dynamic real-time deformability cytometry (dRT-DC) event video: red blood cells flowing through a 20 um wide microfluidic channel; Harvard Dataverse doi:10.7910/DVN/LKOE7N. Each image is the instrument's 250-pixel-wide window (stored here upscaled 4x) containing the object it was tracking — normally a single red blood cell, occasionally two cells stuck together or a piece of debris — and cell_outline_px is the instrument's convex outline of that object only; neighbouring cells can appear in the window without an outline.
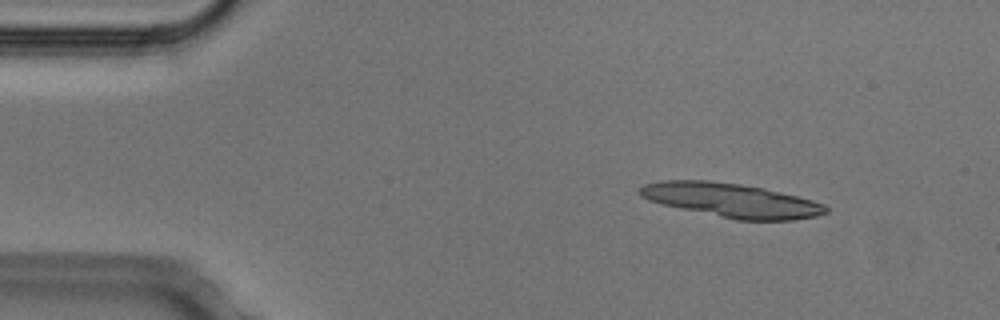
{"species": "Egyptian fruit bat (a non-hibernating species)", "species_latin": "Rousettus aegyptiacus", "temperature_condition": "cold", "stored_images_in_passage": 3, "camera_frame_rate_fps": 3000, "um_per_image_px": 0.085, "animal": {"sex": "male"}, "frame": {"image": 1, "passage_image": 1, "time_ms": 0.0, "image_size_px": [1000, 320], "cell_outline_px": [[828, 212], [816, 216], [792, 220], [736, 220], [680, 208], [648, 200], [640, 196], [640, 188], [644, 184], [660, 180], [712, 180], [740, 184], [764, 188], [812, 200], [824, 204], [828, 208]], "centroid_in_image_um": [62.16, 17.01], "position_along_channel_um": 22.8, "area_um2": 36.7}}